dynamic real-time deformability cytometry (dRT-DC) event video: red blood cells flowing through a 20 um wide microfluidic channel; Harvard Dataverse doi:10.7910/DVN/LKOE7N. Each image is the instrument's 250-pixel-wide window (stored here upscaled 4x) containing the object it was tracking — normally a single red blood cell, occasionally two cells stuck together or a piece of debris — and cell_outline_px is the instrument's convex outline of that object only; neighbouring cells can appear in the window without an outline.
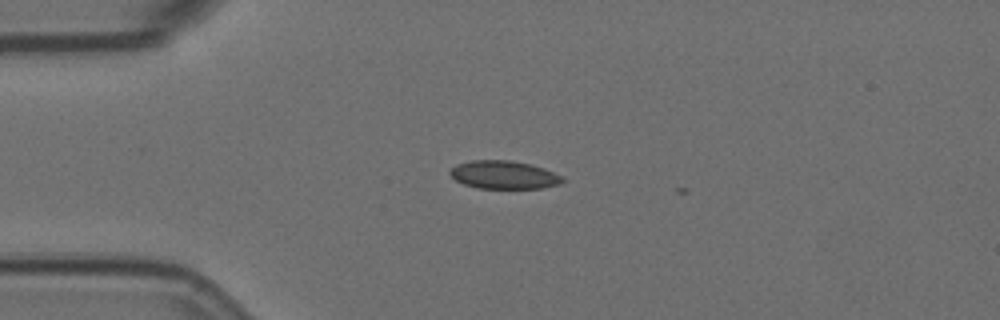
{"species": "Egyptian fruit bat (a non-hibernating species)", "species_latin": "Rousettus aegyptiacus", "temperature_condition": "room temperature", "stored_images_in_passage": 3, "camera_frame_rate_fps": 3000, "um_per_image_px": 0.085, "animal": {"sex": "female"}, "frame": {"image": 1, "passage_image": 1, "time_ms": 0.0, "image_size_px": [1000, 320], "cell_outline_px": [[564, 180], [560, 184], [540, 188], [476, 188], [464, 184], [456, 180], [448, 172], [456, 164], [472, 160], [508, 160], [528, 164], [544, 168], [560, 176]], "centroid_in_image_um": [42.79, 14.86], "position_along_channel_um": 42.2, "area_um2": 18.21}}